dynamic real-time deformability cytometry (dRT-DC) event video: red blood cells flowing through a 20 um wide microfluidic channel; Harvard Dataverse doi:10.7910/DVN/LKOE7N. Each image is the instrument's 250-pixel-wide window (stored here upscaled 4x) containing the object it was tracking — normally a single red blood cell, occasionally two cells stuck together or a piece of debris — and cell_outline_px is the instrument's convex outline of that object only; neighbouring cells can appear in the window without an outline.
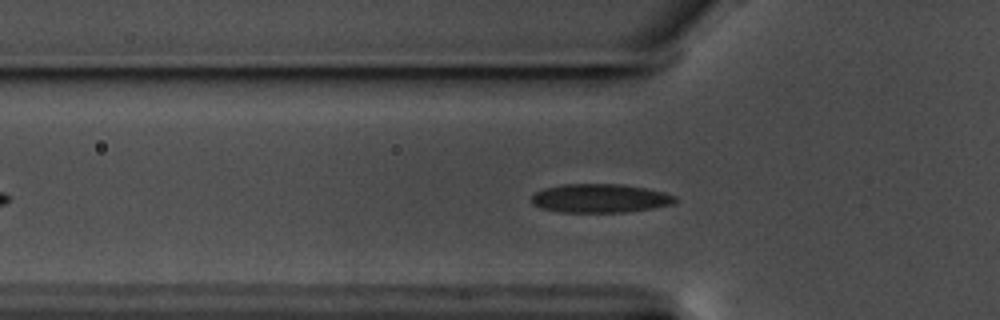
{"species": "common noctule bat (a hibernating species)", "species_latin": "Nyctalus noctula", "temperature_condition": "warm", "stored_images_in_passage": 46, "camera_frame_rate_fps": 3000, "um_per_image_px": 0.085, "animal": {"sex": "male", "body_mass_g": 17.5, "forearm_length_mm": 52.3}, "frame": {"image": 1, "passage_image": 11, "time_ms": 3.333, "image_size_px": [1000, 320], "cell_outline_px": [[676, 200], [672, 204], [652, 208], [624, 212], [560, 212], [540, 208], [532, 204], [532, 196], [536, 192], [544, 188], [564, 184], [624, 184], [648, 188], [664, 192], [676, 196]], "centroid_in_image_um": [51.0, 16.85], "position_along_channel_um": 74.8, "area_um2": 24.1}}
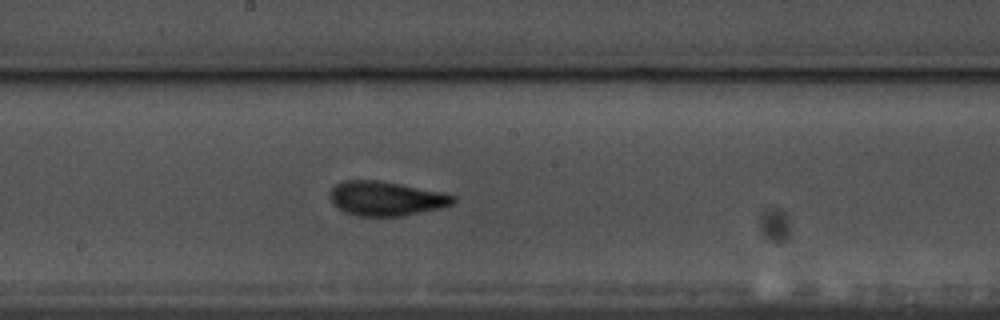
{"frame": {"image": 2, "passage_image": 23, "time_ms": 7.333, "image_size_px": [1000, 320], "cell_outline_px": [[456, 200], [452, 204], [440, 208], [404, 216], [360, 216], [344, 212], [332, 200], [332, 188], [336, 184], [344, 180], [376, 180], [400, 184], [444, 192], [456, 196]], "centroid_in_image_um": [32.88, 16.87], "position_along_channel_um": 215.3, "area_um2": 24.45}}
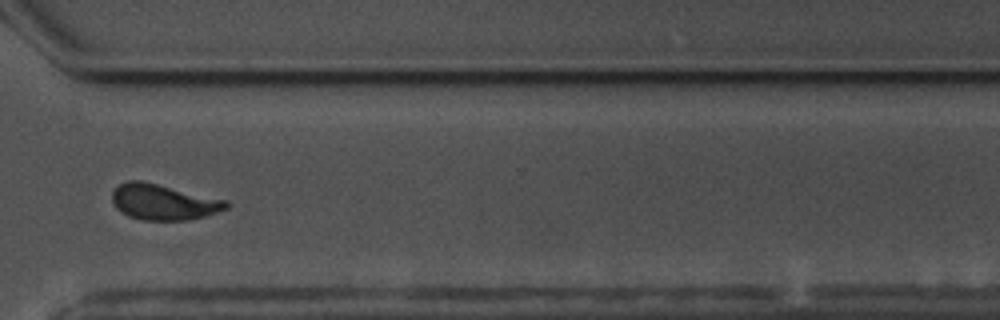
{"frame": {"image": 3, "passage_image": 35, "time_ms": 11.333, "image_size_px": [1000, 320], "cell_outline_px": [[228, 208], [204, 216], [188, 220], [140, 220], [128, 216], [120, 212], [116, 208], [112, 200], [112, 192], [124, 180], [140, 180], [228, 200]], "centroid_in_image_um": [13.86, 17.17], "position_along_channel_um": 356.7, "area_um2": 23.76}, "authors_computed_cell_mechanics": {"area_um2": 23.4957, "velocity_mm_per_s": 3.5211, "shape_relaxation_time_tau1_ms": 5.1621, "shape_relaxation_time_tau2_ms": 1.5902, "deformation_change_tau1": 0.1557, "deformation_change_tau2": 0.0771}}